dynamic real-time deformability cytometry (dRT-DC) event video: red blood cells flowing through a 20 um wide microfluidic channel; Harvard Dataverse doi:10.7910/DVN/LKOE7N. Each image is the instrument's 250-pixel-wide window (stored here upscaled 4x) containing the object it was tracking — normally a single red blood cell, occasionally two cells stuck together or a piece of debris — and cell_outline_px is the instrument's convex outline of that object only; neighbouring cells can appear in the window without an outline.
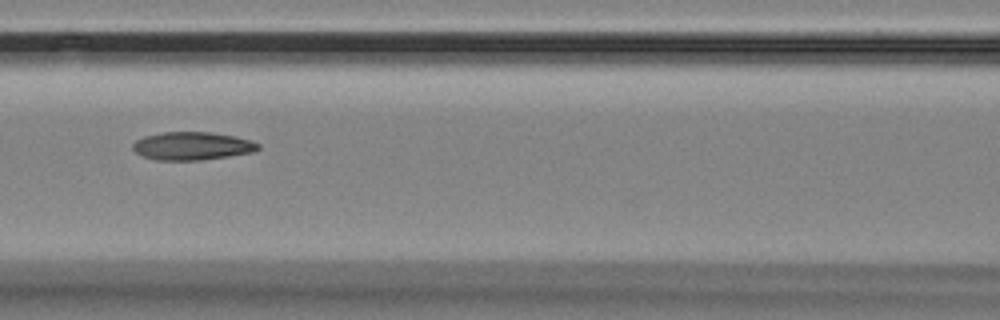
{"species": "Egyptian fruit bat (a non-hibernating species)", "species_latin": "Rousettus aegyptiacus", "temperature_condition": "room temperature", "stored_images_in_passage": 12, "camera_frame_rate_fps": 3000, "um_per_image_px": 0.085, "animal": {"sex": "female"}, "frame": {"image": 1, "passage_image": 3, "time_ms": 2.333, "image_size_px": [1000, 320], "cell_outline_px": [[260, 148], [252, 152], [228, 156], [200, 160], [156, 160], [144, 156], [136, 152], [132, 148], [132, 144], [136, 140], [144, 136], [164, 132], [212, 132], [236, 136], [252, 140], [260, 144]], "centroid_in_image_um": [16.35, 12.4], "position_along_channel_um": 150.2, "area_um2": 20.52}}
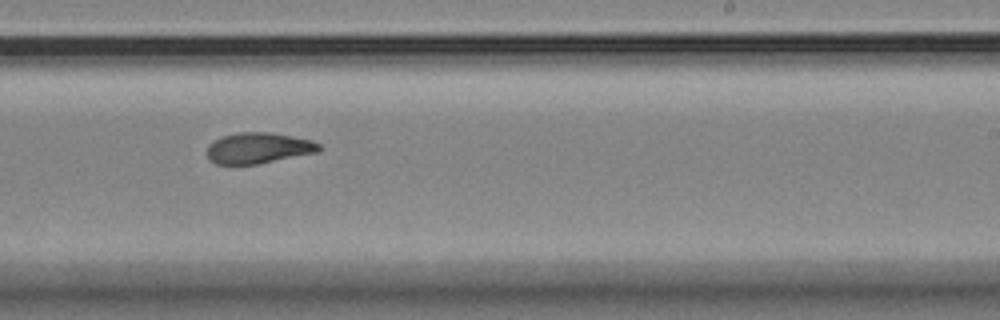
{"frame": {"image": 2, "passage_image": 6, "time_ms": 5.667, "image_size_px": [1000, 320], "cell_outline_px": [[320, 148], [316, 152], [256, 164], [216, 164], [208, 160], [208, 144], [224, 136], [236, 132], [272, 132], [312, 140], [320, 144]], "centroid_in_image_um": [21.94, 12.57], "position_along_channel_um": 267.1, "area_um2": 19.94}}
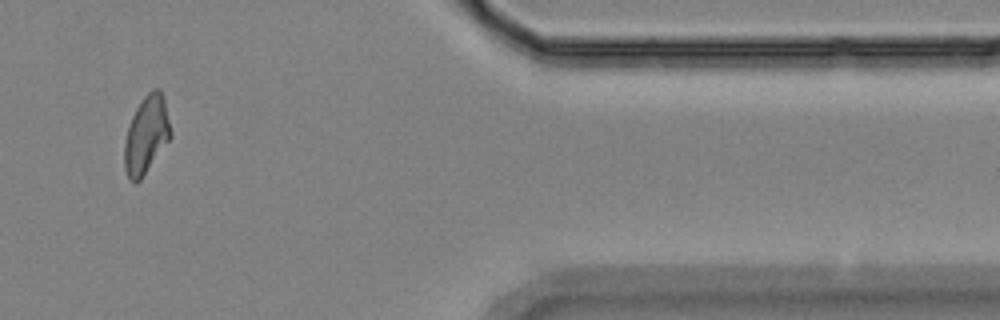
{"frame": {"image": 3, "passage_image": 10, "time_ms": 10.333, "image_size_px": [1000, 320], "cell_outline_px": [[172, 136], [140, 180], [136, 184], [132, 184], [128, 180], [124, 168], [124, 144], [128, 128], [132, 116], [136, 108], [144, 96], [152, 88], [160, 88], [164, 96], [172, 132]], "centroid_in_image_um": [12.44, 11.47], "position_along_channel_um": 399.0, "area_um2": 21.15}, "authors_computed_cell_mechanics": {"area_um2": 20.5768, "velocity_mm_per_s": 3.524, "shape_relaxation_time_tau1_ms": null, "shape_relaxation_time_tau2_ms": 3.289, "deformation_change_tau1": null, "deformation_change_tau2": 0.0836}}